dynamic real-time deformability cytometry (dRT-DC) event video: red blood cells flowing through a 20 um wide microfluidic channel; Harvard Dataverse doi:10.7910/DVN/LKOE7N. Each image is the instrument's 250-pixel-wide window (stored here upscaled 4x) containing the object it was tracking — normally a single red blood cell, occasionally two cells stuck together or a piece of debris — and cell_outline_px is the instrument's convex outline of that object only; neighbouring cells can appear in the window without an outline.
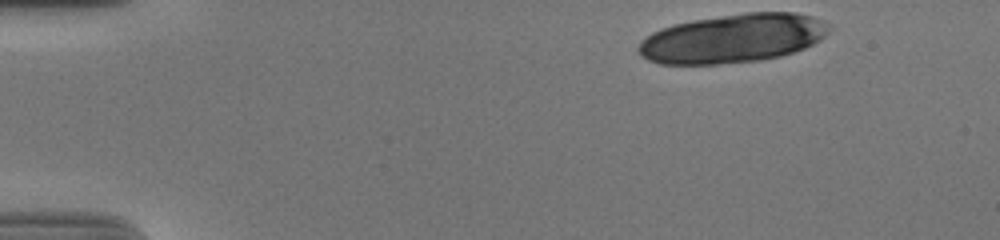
{"species": "human", "species_latin": "Homo sapiens", "temperature_condition": "cold", "stored_images_in_passage": 15, "camera_frame_rate_fps": 3000, "um_per_image_px": 0.085, "donor": {"sex": "male"}, "frame": {"image": 1, "passage_image": 1, "time_ms": 0.0, "image_size_px": [1000, 240], "cell_outline_px": [[828, 32], [820, 40], [804, 48], [780, 56], [760, 60], [720, 64], [660, 64], [648, 60], [640, 56], [636, 52], [636, 48], [640, 40], [652, 32], [660, 28], [692, 20], [744, 12], [796, 12], [812, 16], [828, 24]], "centroid_in_image_um": [62.23, 3.26], "position_along_channel_um": 22.8, "area_um2": 54.39}}